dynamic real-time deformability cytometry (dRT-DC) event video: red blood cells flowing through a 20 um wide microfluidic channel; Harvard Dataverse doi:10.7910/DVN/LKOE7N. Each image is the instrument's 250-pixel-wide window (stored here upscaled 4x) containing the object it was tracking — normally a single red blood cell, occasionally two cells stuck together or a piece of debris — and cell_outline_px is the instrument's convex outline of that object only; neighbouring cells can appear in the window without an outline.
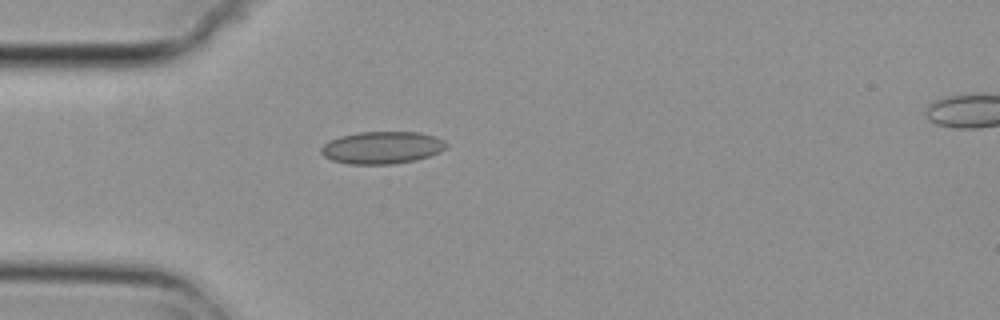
{"species": "common noctule bat (a hibernating species)", "species_latin": "Nyctalus noctula", "temperature_condition": "cold", "stored_images_in_passage": 2, "camera_frame_rate_fps": 3000, "um_per_image_px": 0.085, "animal": {"sex": "female", "body_mass_g": 29.2, "forearm_length_mm": 56.3}, "frame": {"image": 1, "passage_image": 1, "time_ms": 0.0, "image_size_px": [1000, 320], "cell_outline_px": [[448, 144], [440, 152], [416, 160], [392, 164], [348, 164], [332, 160], [324, 156], [320, 152], [320, 148], [324, 144], [340, 136], [360, 132], [420, 132], [436, 136], [444, 140]], "centroid_in_image_um": [32.49, 12.54], "position_along_channel_um": 52.5, "area_um2": 23.58}}